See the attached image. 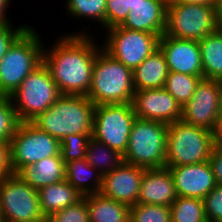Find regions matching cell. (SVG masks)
I'll list each match as a JSON object with an SVG mask.
<instances>
[{
  "label": "cell",
  "instance_id": "836d02e7",
  "mask_svg": "<svg viewBox=\"0 0 222 222\" xmlns=\"http://www.w3.org/2000/svg\"><path fill=\"white\" fill-rule=\"evenodd\" d=\"M207 222L222 221V185L217 184L203 199Z\"/></svg>",
  "mask_w": 222,
  "mask_h": 222
},
{
  "label": "cell",
  "instance_id": "9c48e42d",
  "mask_svg": "<svg viewBox=\"0 0 222 222\" xmlns=\"http://www.w3.org/2000/svg\"><path fill=\"white\" fill-rule=\"evenodd\" d=\"M60 155V141L38 129L31 122H20L10 140V165L17 174L24 167Z\"/></svg>",
  "mask_w": 222,
  "mask_h": 222
},
{
  "label": "cell",
  "instance_id": "2e32d148",
  "mask_svg": "<svg viewBox=\"0 0 222 222\" xmlns=\"http://www.w3.org/2000/svg\"><path fill=\"white\" fill-rule=\"evenodd\" d=\"M159 48L165 55L169 72L203 76L198 41L178 39L163 34L159 38Z\"/></svg>",
  "mask_w": 222,
  "mask_h": 222
},
{
  "label": "cell",
  "instance_id": "44dd1931",
  "mask_svg": "<svg viewBox=\"0 0 222 222\" xmlns=\"http://www.w3.org/2000/svg\"><path fill=\"white\" fill-rule=\"evenodd\" d=\"M65 163L61 155L50 156L31 167L22 168L17 174L36 190L65 180Z\"/></svg>",
  "mask_w": 222,
  "mask_h": 222
},
{
  "label": "cell",
  "instance_id": "277c9868",
  "mask_svg": "<svg viewBox=\"0 0 222 222\" xmlns=\"http://www.w3.org/2000/svg\"><path fill=\"white\" fill-rule=\"evenodd\" d=\"M28 27L0 60V96H11L22 81L43 63L40 35Z\"/></svg>",
  "mask_w": 222,
  "mask_h": 222
},
{
  "label": "cell",
  "instance_id": "8d00e7d4",
  "mask_svg": "<svg viewBox=\"0 0 222 222\" xmlns=\"http://www.w3.org/2000/svg\"><path fill=\"white\" fill-rule=\"evenodd\" d=\"M209 162L213 169V174L217 184L222 185V140L215 143Z\"/></svg>",
  "mask_w": 222,
  "mask_h": 222
},
{
  "label": "cell",
  "instance_id": "ab89813d",
  "mask_svg": "<svg viewBox=\"0 0 222 222\" xmlns=\"http://www.w3.org/2000/svg\"><path fill=\"white\" fill-rule=\"evenodd\" d=\"M217 30L222 32V0L215 4Z\"/></svg>",
  "mask_w": 222,
  "mask_h": 222
},
{
  "label": "cell",
  "instance_id": "83f0119b",
  "mask_svg": "<svg viewBox=\"0 0 222 222\" xmlns=\"http://www.w3.org/2000/svg\"><path fill=\"white\" fill-rule=\"evenodd\" d=\"M170 211L172 222H207L203 199L177 196Z\"/></svg>",
  "mask_w": 222,
  "mask_h": 222
},
{
  "label": "cell",
  "instance_id": "b9f144b4",
  "mask_svg": "<svg viewBox=\"0 0 222 222\" xmlns=\"http://www.w3.org/2000/svg\"><path fill=\"white\" fill-rule=\"evenodd\" d=\"M219 85H220V97H221V107H222V79H219Z\"/></svg>",
  "mask_w": 222,
  "mask_h": 222
},
{
  "label": "cell",
  "instance_id": "7402d4cb",
  "mask_svg": "<svg viewBox=\"0 0 222 222\" xmlns=\"http://www.w3.org/2000/svg\"><path fill=\"white\" fill-rule=\"evenodd\" d=\"M83 196L66 180L49 184L38 190L41 211L46 219L78 202Z\"/></svg>",
  "mask_w": 222,
  "mask_h": 222
},
{
  "label": "cell",
  "instance_id": "9a60e30c",
  "mask_svg": "<svg viewBox=\"0 0 222 222\" xmlns=\"http://www.w3.org/2000/svg\"><path fill=\"white\" fill-rule=\"evenodd\" d=\"M144 171V167L122 162L112 172L103 175L99 193L132 206L137 203Z\"/></svg>",
  "mask_w": 222,
  "mask_h": 222
},
{
  "label": "cell",
  "instance_id": "1f68e13d",
  "mask_svg": "<svg viewBox=\"0 0 222 222\" xmlns=\"http://www.w3.org/2000/svg\"><path fill=\"white\" fill-rule=\"evenodd\" d=\"M19 123L10 96H0V141L10 142Z\"/></svg>",
  "mask_w": 222,
  "mask_h": 222
},
{
  "label": "cell",
  "instance_id": "484cf974",
  "mask_svg": "<svg viewBox=\"0 0 222 222\" xmlns=\"http://www.w3.org/2000/svg\"><path fill=\"white\" fill-rule=\"evenodd\" d=\"M85 159L103 176L112 172L123 162V155L91 137L88 141Z\"/></svg>",
  "mask_w": 222,
  "mask_h": 222
},
{
  "label": "cell",
  "instance_id": "ba28073f",
  "mask_svg": "<svg viewBox=\"0 0 222 222\" xmlns=\"http://www.w3.org/2000/svg\"><path fill=\"white\" fill-rule=\"evenodd\" d=\"M216 30L215 5L167 4L166 36L200 41Z\"/></svg>",
  "mask_w": 222,
  "mask_h": 222
},
{
  "label": "cell",
  "instance_id": "cb8c5ba5",
  "mask_svg": "<svg viewBox=\"0 0 222 222\" xmlns=\"http://www.w3.org/2000/svg\"><path fill=\"white\" fill-rule=\"evenodd\" d=\"M65 170V180L82 196L100 192L103 176L86 159L65 163Z\"/></svg>",
  "mask_w": 222,
  "mask_h": 222
},
{
  "label": "cell",
  "instance_id": "ee69618b",
  "mask_svg": "<svg viewBox=\"0 0 222 222\" xmlns=\"http://www.w3.org/2000/svg\"><path fill=\"white\" fill-rule=\"evenodd\" d=\"M0 221H3V220H2V215H1V210H0Z\"/></svg>",
  "mask_w": 222,
  "mask_h": 222
},
{
  "label": "cell",
  "instance_id": "e0dca14e",
  "mask_svg": "<svg viewBox=\"0 0 222 222\" xmlns=\"http://www.w3.org/2000/svg\"><path fill=\"white\" fill-rule=\"evenodd\" d=\"M166 167L173 177L177 196L204 199L217 185L209 160L192 165Z\"/></svg>",
  "mask_w": 222,
  "mask_h": 222
},
{
  "label": "cell",
  "instance_id": "5bb4252c",
  "mask_svg": "<svg viewBox=\"0 0 222 222\" xmlns=\"http://www.w3.org/2000/svg\"><path fill=\"white\" fill-rule=\"evenodd\" d=\"M132 106L138 118L166 124L179 121L181 105L164 88L135 91Z\"/></svg>",
  "mask_w": 222,
  "mask_h": 222
},
{
  "label": "cell",
  "instance_id": "30bf717a",
  "mask_svg": "<svg viewBox=\"0 0 222 222\" xmlns=\"http://www.w3.org/2000/svg\"><path fill=\"white\" fill-rule=\"evenodd\" d=\"M136 118L132 102L96 105L92 138L124 155Z\"/></svg>",
  "mask_w": 222,
  "mask_h": 222
},
{
  "label": "cell",
  "instance_id": "d4e9b609",
  "mask_svg": "<svg viewBox=\"0 0 222 222\" xmlns=\"http://www.w3.org/2000/svg\"><path fill=\"white\" fill-rule=\"evenodd\" d=\"M199 42L203 78L222 79V32L214 31Z\"/></svg>",
  "mask_w": 222,
  "mask_h": 222
},
{
  "label": "cell",
  "instance_id": "f35d334b",
  "mask_svg": "<svg viewBox=\"0 0 222 222\" xmlns=\"http://www.w3.org/2000/svg\"><path fill=\"white\" fill-rule=\"evenodd\" d=\"M167 3L215 5L216 1L215 0H167Z\"/></svg>",
  "mask_w": 222,
  "mask_h": 222
},
{
  "label": "cell",
  "instance_id": "d6986e66",
  "mask_svg": "<svg viewBox=\"0 0 222 222\" xmlns=\"http://www.w3.org/2000/svg\"><path fill=\"white\" fill-rule=\"evenodd\" d=\"M176 199L173 177L167 167L145 169L137 203L171 206Z\"/></svg>",
  "mask_w": 222,
  "mask_h": 222
},
{
  "label": "cell",
  "instance_id": "74e56055",
  "mask_svg": "<svg viewBox=\"0 0 222 222\" xmlns=\"http://www.w3.org/2000/svg\"><path fill=\"white\" fill-rule=\"evenodd\" d=\"M12 173L10 165V142L0 141V180Z\"/></svg>",
  "mask_w": 222,
  "mask_h": 222
},
{
  "label": "cell",
  "instance_id": "3957f363",
  "mask_svg": "<svg viewBox=\"0 0 222 222\" xmlns=\"http://www.w3.org/2000/svg\"><path fill=\"white\" fill-rule=\"evenodd\" d=\"M134 93L132 70L101 47L94 60L88 99L95 106L125 103L132 102Z\"/></svg>",
  "mask_w": 222,
  "mask_h": 222
},
{
  "label": "cell",
  "instance_id": "52a82bcc",
  "mask_svg": "<svg viewBox=\"0 0 222 222\" xmlns=\"http://www.w3.org/2000/svg\"><path fill=\"white\" fill-rule=\"evenodd\" d=\"M61 96L50 71L42 63L22 81L10 98L19 121L30 122Z\"/></svg>",
  "mask_w": 222,
  "mask_h": 222
},
{
  "label": "cell",
  "instance_id": "603a6c76",
  "mask_svg": "<svg viewBox=\"0 0 222 222\" xmlns=\"http://www.w3.org/2000/svg\"><path fill=\"white\" fill-rule=\"evenodd\" d=\"M90 222H130V206L103 196L86 195Z\"/></svg>",
  "mask_w": 222,
  "mask_h": 222
},
{
  "label": "cell",
  "instance_id": "7c38bea8",
  "mask_svg": "<svg viewBox=\"0 0 222 222\" xmlns=\"http://www.w3.org/2000/svg\"><path fill=\"white\" fill-rule=\"evenodd\" d=\"M102 49L132 71L159 48L156 34L129 30L120 26L108 28Z\"/></svg>",
  "mask_w": 222,
  "mask_h": 222
},
{
  "label": "cell",
  "instance_id": "ffe728a7",
  "mask_svg": "<svg viewBox=\"0 0 222 222\" xmlns=\"http://www.w3.org/2000/svg\"><path fill=\"white\" fill-rule=\"evenodd\" d=\"M168 73L165 55L158 48L132 71L135 91L164 88Z\"/></svg>",
  "mask_w": 222,
  "mask_h": 222
},
{
  "label": "cell",
  "instance_id": "d590c367",
  "mask_svg": "<svg viewBox=\"0 0 222 222\" xmlns=\"http://www.w3.org/2000/svg\"><path fill=\"white\" fill-rule=\"evenodd\" d=\"M10 23V21L0 23V60L12 43L29 27V25L23 24L16 29Z\"/></svg>",
  "mask_w": 222,
  "mask_h": 222
},
{
  "label": "cell",
  "instance_id": "6da1fadb",
  "mask_svg": "<svg viewBox=\"0 0 222 222\" xmlns=\"http://www.w3.org/2000/svg\"><path fill=\"white\" fill-rule=\"evenodd\" d=\"M84 32L62 36L49 51L43 48V64L62 95H88L94 60L101 47Z\"/></svg>",
  "mask_w": 222,
  "mask_h": 222
},
{
  "label": "cell",
  "instance_id": "ac0fdd59",
  "mask_svg": "<svg viewBox=\"0 0 222 222\" xmlns=\"http://www.w3.org/2000/svg\"><path fill=\"white\" fill-rule=\"evenodd\" d=\"M167 0H129L130 12L120 27L161 37L166 29Z\"/></svg>",
  "mask_w": 222,
  "mask_h": 222
},
{
  "label": "cell",
  "instance_id": "60d3db41",
  "mask_svg": "<svg viewBox=\"0 0 222 222\" xmlns=\"http://www.w3.org/2000/svg\"><path fill=\"white\" fill-rule=\"evenodd\" d=\"M10 0H0V23L8 22L9 18L6 17V8H8Z\"/></svg>",
  "mask_w": 222,
  "mask_h": 222
},
{
  "label": "cell",
  "instance_id": "5b68a950",
  "mask_svg": "<svg viewBox=\"0 0 222 222\" xmlns=\"http://www.w3.org/2000/svg\"><path fill=\"white\" fill-rule=\"evenodd\" d=\"M218 139L215 132L181 120L169 124L166 166L192 165L208 161Z\"/></svg>",
  "mask_w": 222,
  "mask_h": 222
},
{
  "label": "cell",
  "instance_id": "d6a6232c",
  "mask_svg": "<svg viewBox=\"0 0 222 222\" xmlns=\"http://www.w3.org/2000/svg\"><path fill=\"white\" fill-rule=\"evenodd\" d=\"M47 220L49 222H90L86 196L75 204L55 212Z\"/></svg>",
  "mask_w": 222,
  "mask_h": 222
},
{
  "label": "cell",
  "instance_id": "f546056e",
  "mask_svg": "<svg viewBox=\"0 0 222 222\" xmlns=\"http://www.w3.org/2000/svg\"><path fill=\"white\" fill-rule=\"evenodd\" d=\"M130 222H172L170 206L136 203L130 206Z\"/></svg>",
  "mask_w": 222,
  "mask_h": 222
},
{
  "label": "cell",
  "instance_id": "e575fe53",
  "mask_svg": "<svg viewBox=\"0 0 222 222\" xmlns=\"http://www.w3.org/2000/svg\"><path fill=\"white\" fill-rule=\"evenodd\" d=\"M129 12V0H106V29L120 26Z\"/></svg>",
  "mask_w": 222,
  "mask_h": 222
},
{
  "label": "cell",
  "instance_id": "8992f818",
  "mask_svg": "<svg viewBox=\"0 0 222 222\" xmlns=\"http://www.w3.org/2000/svg\"><path fill=\"white\" fill-rule=\"evenodd\" d=\"M168 124L136 118L123 155V162L145 169L166 167Z\"/></svg>",
  "mask_w": 222,
  "mask_h": 222
},
{
  "label": "cell",
  "instance_id": "4fadbf2b",
  "mask_svg": "<svg viewBox=\"0 0 222 222\" xmlns=\"http://www.w3.org/2000/svg\"><path fill=\"white\" fill-rule=\"evenodd\" d=\"M180 120L219 134L222 123L219 80H200L191 99L182 106Z\"/></svg>",
  "mask_w": 222,
  "mask_h": 222
},
{
  "label": "cell",
  "instance_id": "7bdbcfd3",
  "mask_svg": "<svg viewBox=\"0 0 222 222\" xmlns=\"http://www.w3.org/2000/svg\"><path fill=\"white\" fill-rule=\"evenodd\" d=\"M218 137H219L220 140H222V123H221V127H220V130H219Z\"/></svg>",
  "mask_w": 222,
  "mask_h": 222
},
{
  "label": "cell",
  "instance_id": "4316f807",
  "mask_svg": "<svg viewBox=\"0 0 222 222\" xmlns=\"http://www.w3.org/2000/svg\"><path fill=\"white\" fill-rule=\"evenodd\" d=\"M202 78L203 76L169 72L164 89L167 90L182 107L191 99Z\"/></svg>",
  "mask_w": 222,
  "mask_h": 222
},
{
  "label": "cell",
  "instance_id": "7a4b0ae2",
  "mask_svg": "<svg viewBox=\"0 0 222 222\" xmlns=\"http://www.w3.org/2000/svg\"><path fill=\"white\" fill-rule=\"evenodd\" d=\"M95 105L84 95H62L30 122L61 141L69 134H92Z\"/></svg>",
  "mask_w": 222,
  "mask_h": 222
},
{
  "label": "cell",
  "instance_id": "8fae6325",
  "mask_svg": "<svg viewBox=\"0 0 222 222\" xmlns=\"http://www.w3.org/2000/svg\"><path fill=\"white\" fill-rule=\"evenodd\" d=\"M0 210L4 222L46 220L40 208L38 190L15 173L0 180Z\"/></svg>",
  "mask_w": 222,
  "mask_h": 222
},
{
  "label": "cell",
  "instance_id": "4dcf8cb0",
  "mask_svg": "<svg viewBox=\"0 0 222 222\" xmlns=\"http://www.w3.org/2000/svg\"><path fill=\"white\" fill-rule=\"evenodd\" d=\"M92 134H69L60 141V155L64 163L86 158L88 141Z\"/></svg>",
  "mask_w": 222,
  "mask_h": 222
},
{
  "label": "cell",
  "instance_id": "f1b7e54d",
  "mask_svg": "<svg viewBox=\"0 0 222 222\" xmlns=\"http://www.w3.org/2000/svg\"><path fill=\"white\" fill-rule=\"evenodd\" d=\"M68 15L74 18H91L106 29V0H67Z\"/></svg>",
  "mask_w": 222,
  "mask_h": 222
}]
</instances>
